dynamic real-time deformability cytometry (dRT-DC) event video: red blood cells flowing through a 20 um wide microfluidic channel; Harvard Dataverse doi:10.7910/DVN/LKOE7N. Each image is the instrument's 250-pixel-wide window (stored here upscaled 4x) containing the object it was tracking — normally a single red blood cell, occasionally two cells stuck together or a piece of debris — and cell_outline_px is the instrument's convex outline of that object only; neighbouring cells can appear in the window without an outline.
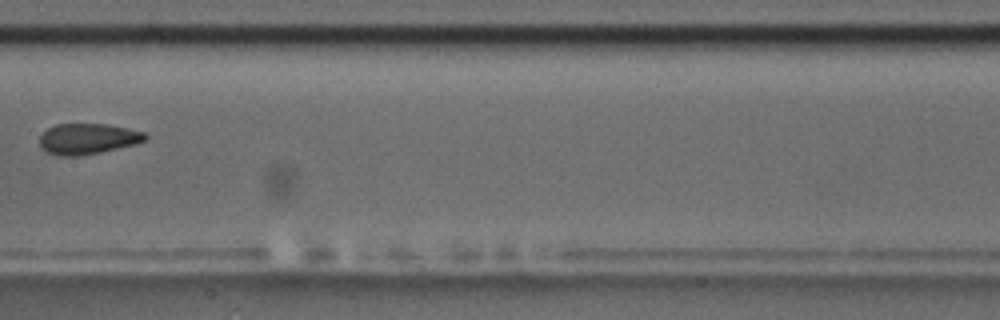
{"species": "common noctule bat (a hibernating species)", "species_latin": "Nyctalus noctula", "temperature_condition": "room temperature", "stored_images_in_passage": 10, "camera_frame_rate_fps": 3000, "um_per_image_px": 0.085, "animal": {"sex": "male", "body_mass_g": 17.5, "forearm_length_mm": 52.3}, "frame": {"image": 1, "passage_image": 7, "time_ms": 7.0, "image_size_px": [1000, 320], "cell_outline_px": [[148, 136], [144, 140], [136, 144], [100, 152], [76, 156], [60, 156], [48, 152], [40, 148], [40, 136], [48, 128], [56, 124], [104, 124], [128, 128], [144, 132]], "centroid_in_image_um": [7.44, 11.8], "position_along_channel_um": 200.0, "area_um2": 18.79}}
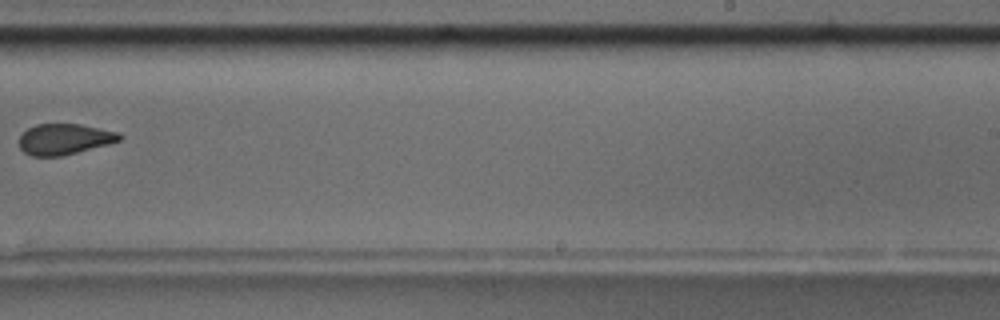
{"frame": {"image": 2, "passage_image": 9, "time_ms": 9.333, "image_size_px": [1000, 320], "cell_outline_px": [[124, 136], [120, 140], [108, 144], [64, 156], [32, 156], [24, 152], [20, 148], [20, 136], [28, 128], [36, 124], [80, 124], [120, 132]], "centroid_in_image_um": [5.5, 11.83], "position_along_channel_um": 283.5, "area_um2": 18.09}}